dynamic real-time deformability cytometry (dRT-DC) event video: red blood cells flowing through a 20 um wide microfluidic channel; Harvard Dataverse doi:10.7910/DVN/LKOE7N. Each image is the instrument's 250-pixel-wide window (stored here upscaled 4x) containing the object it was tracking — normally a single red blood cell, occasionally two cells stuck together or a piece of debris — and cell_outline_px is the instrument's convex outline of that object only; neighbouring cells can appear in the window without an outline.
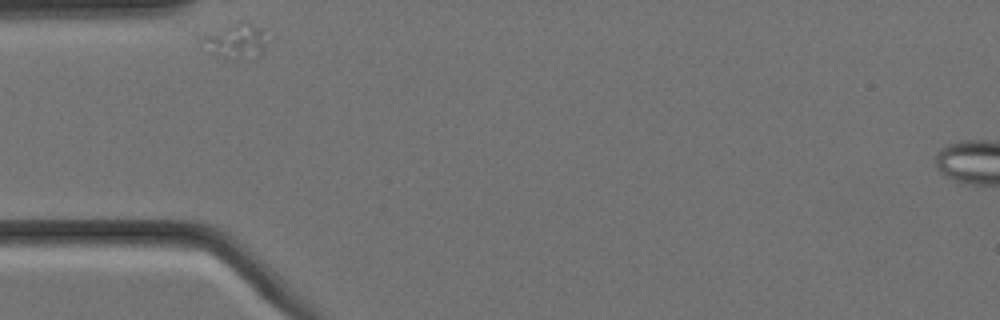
{"species": "Egyptian fruit bat (a non-hibernating species)", "species_latin": "Rousettus aegyptiacus", "temperature_condition": "cold", "stored_images_in_passage": 1, "camera_frame_rate_fps": 3000, "um_per_image_px": 0.085, "animal": {"sex": "female"}, "frame": {"image": 1, "passage_image": 1, "time_ms": 0.0, "image_size_px": [1000, 320], "cell_outline_px": [[264, 48], [260, 56], [208, 52], [208, 36], [240, 20], [248, 20], [260, 28], [264, 44]], "centroid_in_image_um": [20.2, 3.37], "position_along_channel_um": 64.8, "area_um2": 11.04}}